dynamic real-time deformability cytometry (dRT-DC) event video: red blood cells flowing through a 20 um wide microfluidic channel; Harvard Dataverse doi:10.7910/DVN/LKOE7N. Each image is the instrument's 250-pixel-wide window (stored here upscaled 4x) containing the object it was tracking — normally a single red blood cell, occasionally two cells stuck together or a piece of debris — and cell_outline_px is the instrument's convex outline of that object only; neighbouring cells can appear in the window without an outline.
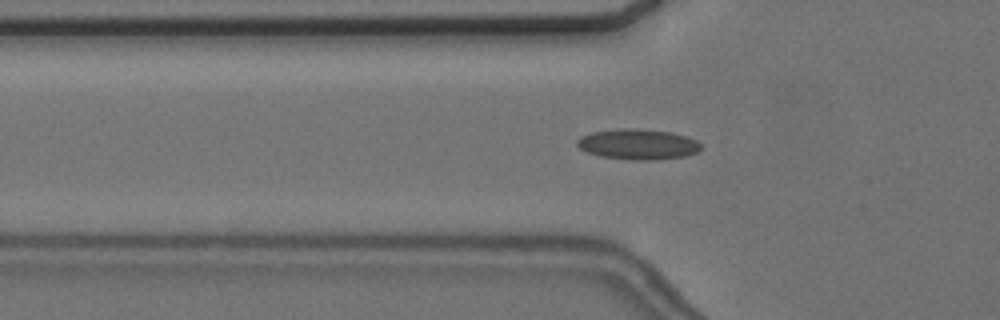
{"species": "common noctule bat (a hibernating species)", "species_latin": "Nyctalus noctula", "temperature_condition": "cold", "stored_images_in_passage": 55, "camera_frame_rate_fps": 3000, "um_per_image_px": 0.085, "animal": {"sex": "female", "body_mass_g": 24.6, "forearm_length_mm": 56.2}, "frame": {"image": 1, "passage_image": 19, "time_ms": 6.0, "image_size_px": [1000, 320], "cell_outline_px": [[700, 148], [696, 152], [684, 156], [656, 160], [636, 160], [600, 156], [588, 152], [580, 148], [576, 144], [576, 140], [580, 136], [592, 132], [620, 128], [636, 128], [672, 132], [696, 140], [700, 144]], "centroid_in_image_um": [54.19, 12.25], "position_along_channel_um": 71.6, "area_um2": 21.91}}
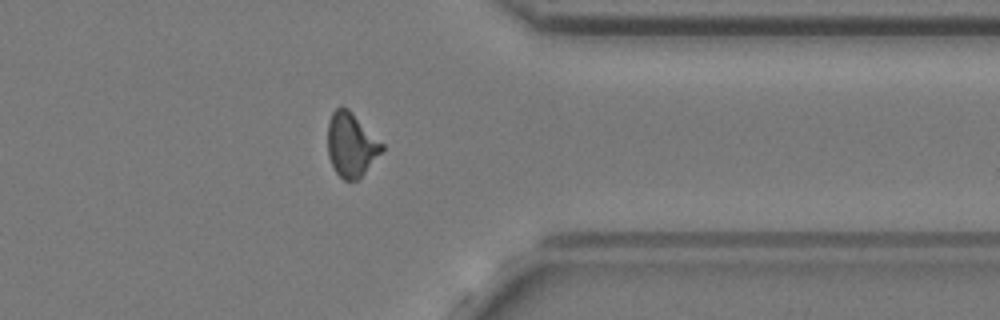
{"frame": {"image": 2, "passage_image": 45, "time_ms": 14.667, "image_size_px": [1000, 320], "cell_outline_px": [[384, 148], [364, 172], [356, 180], [344, 180], [336, 172], [328, 156], [328, 120], [332, 112], [340, 104], [348, 108], [384, 144]], "centroid_in_image_um": [29.83, 12.25], "position_along_channel_um": 381.6, "area_um2": 20.06}}
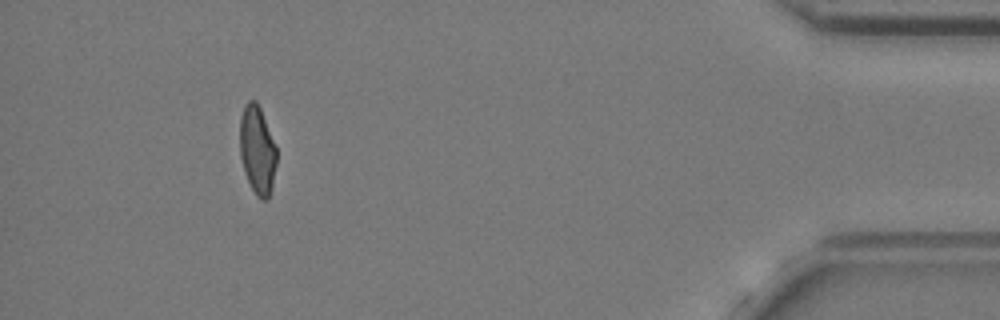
{"frame": {"image": 3, "passage_image": 52, "time_ms": 17.0, "image_size_px": [1000, 320], "cell_outline_px": [[276, 164], [272, 188], [268, 200], [260, 200], [256, 196], [244, 172], [240, 156], [240, 116], [244, 104], [248, 100], [256, 100], [260, 108], [276, 148]], "centroid_in_image_um": [21.86, 12.77], "position_along_channel_um": 413.3, "area_um2": 18.96}, "authors_computed_cell_mechanics": {"area_um2": 19.7676, "velocity_mm_per_s": 3.6734, "shape_relaxation_time_tau1_ms": null, "shape_relaxation_time_tau2_ms": 2.3289, "deformation_change_tau1": null, "deformation_change_tau2": 0.0646}}